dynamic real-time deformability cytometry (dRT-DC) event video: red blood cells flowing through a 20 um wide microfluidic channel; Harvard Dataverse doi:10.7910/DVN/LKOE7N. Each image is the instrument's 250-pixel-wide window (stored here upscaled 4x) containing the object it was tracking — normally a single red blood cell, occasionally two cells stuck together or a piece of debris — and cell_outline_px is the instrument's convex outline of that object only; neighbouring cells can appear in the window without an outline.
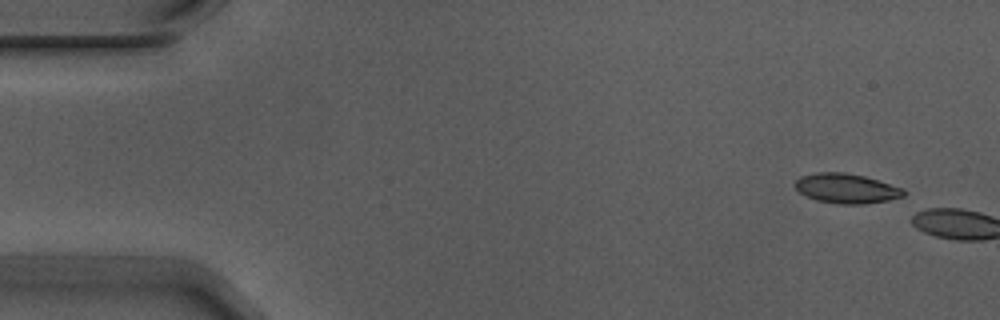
{"species": "Egyptian fruit bat (a non-hibernating species)", "species_latin": "Rousettus aegyptiacus", "temperature_condition": "warm", "stored_images_in_passage": 2, "camera_frame_rate_fps": 3000, "um_per_image_px": 0.085, "animal": {"sex": "male"}, "frame": {"image": 1, "passage_image": 1, "time_ms": 0.0, "image_size_px": [1000, 320], "cell_outline_px": [[908, 192], [904, 196], [888, 200], [864, 204], [840, 204], [816, 200], [800, 192], [796, 188], [796, 180], [800, 176], [816, 172], [844, 172], [864, 176], [904, 188]], "centroid_in_image_um": [71.98, 16.01], "position_along_channel_um": 13.0, "area_um2": 18.79}}